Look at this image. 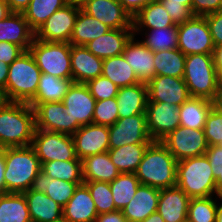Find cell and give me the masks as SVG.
<instances>
[{"label":"cell","mask_w":222,"mask_h":222,"mask_svg":"<svg viewBox=\"0 0 222 222\" xmlns=\"http://www.w3.org/2000/svg\"><path fill=\"white\" fill-rule=\"evenodd\" d=\"M35 128V112L28 103H7L0 109V148L31 146Z\"/></svg>","instance_id":"6da1fadb"},{"label":"cell","mask_w":222,"mask_h":222,"mask_svg":"<svg viewBox=\"0 0 222 222\" xmlns=\"http://www.w3.org/2000/svg\"><path fill=\"white\" fill-rule=\"evenodd\" d=\"M177 160L160 142L153 141L146 149L137 171L139 182L162 190L176 186Z\"/></svg>","instance_id":"7a4b0ae2"},{"label":"cell","mask_w":222,"mask_h":222,"mask_svg":"<svg viewBox=\"0 0 222 222\" xmlns=\"http://www.w3.org/2000/svg\"><path fill=\"white\" fill-rule=\"evenodd\" d=\"M41 164L32 146L5 148V193H24L31 189Z\"/></svg>","instance_id":"3957f363"},{"label":"cell","mask_w":222,"mask_h":222,"mask_svg":"<svg viewBox=\"0 0 222 222\" xmlns=\"http://www.w3.org/2000/svg\"><path fill=\"white\" fill-rule=\"evenodd\" d=\"M176 186L190 198L217 196L216 181L206 155L177 161Z\"/></svg>","instance_id":"277c9868"},{"label":"cell","mask_w":222,"mask_h":222,"mask_svg":"<svg viewBox=\"0 0 222 222\" xmlns=\"http://www.w3.org/2000/svg\"><path fill=\"white\" fill-rule=\"evenodd\" d=\"M41 70L30 51L23 52L12 64L6 84L10 102L29 103L37 92Z\"/></svg>","instance_id":"5b68a950"},{"label":"cell","mask_w":222,"mask_h":222,"mask_svg":"<svg viewBox=\"0 0 222 222\" xmlns=\"http://www.w3.org/2000/svg\"><path fill=\"white\" fill-rule=\"evenodd\" d=\"M183 80L191 97L212 101L217 95V70L213 54L187 55Z\"/></svg>","instance_id":"8992f818"},{"label":"cell","mask_w":222,"mask_h":222,"mask_svg":"<svg viewBox=\"0 0 222 222\" xmlns=\"http://www.w3.org/2000/svg\"><path fill=\"white\" fill-rule=\"evenodd\" d=\"M41 73L72 79L71 44L34 39L29 48Z\"/></svg>","instance_id":"52a82bcc"},{"label":"cell","mask_w":222,"mask_h":222,"mask_svg":"<svg viewBox=\"0 0 222 222\" xmlns=\"http://www.w3.org/2000/svg\"><path fill=\"white\" fill-rule=\"evenodd\" d=\"M31 146L35 149L40 164L54 160H80L76 156L71 135L35 128Z\"/></svg>","instance_id":"ba28073f"},{"label":"cell","mask_w":222,"mask_h":222,"mask_svg":"<svg viewBox=\"0 0 222 222\" xmlns=\"http://www.w3.org/2000/svg\"><path fill=\"white\" fill-rule=\"evenodd\" d=\"M215 45L204 16H193L178 25V49L190 54H213Z\"/></svg>","instance_id":"9c48e42d"},{"label":"cell","mask_w":222,"mask_h":222,"mask_svg":"<svg viewBox=\"0 0 222 222\" xmlns=\"http://www.w3.org/2000/svg\"><path fill=\"white\" fill-rule=\"evenodd\" d=\"M177 161L205 155L208 144L204 131L178 126L160 141Z\"/></svg>","instance_id":"30bf717a"},{"label":"cell","mask_w":222,"mask_h":222,"mask_svg":"<svg viewBox=\"0 0 222 222\" xmlns=\"http://www.w3.org/2000/svg\"><path fill=\"white\" fill-rule=\"evenodd\" d=\"M109 149L131 144H151L152 138L147 129L146 114H136L118 119L108 126Z\"/></svg>","instance_id":"8fae6325"},{"label":"cell","mask_w":222,"mask_h":222,"mask_svg":"<svg viewBox=\"0 0 222 222\" xmlns=\"http://www.w3.org/2000/svg\"><path fill=\"white\" fill-rule=\"evenodd\" d=\"M80 7L70 1L54 12L35 33V38L47 42L69 43Z\"/></svg>","instance_id":"7c38bea8"},{"label":"cell","mask_w":222,"mask_h":222,"mask_svg":"<svg viewBox=\"0 0 222 222\" xmlns=\"http://www.w3.org/2000/svg\"><path fill=\"white\" fill-rule=\"evenodd\" d=\"M72 119V135L84 125L93 123L96 100L84 83H73L62 101Z\"/></svg>","instance_id":"4fadbf2b"},{"label":"cell","mask_w":222,"mask_h":222,"mask_svg":"<svg viewBox=\"0 0 222 222\" xmlns=\"http://www.w3.org/2000/svg\"><path fill=\"white\" fill-rule=\"evenodd\" d=\"M179 107L170 103L147 102V129L153 141H161L180 126Z\"/></svg>","instance_id":"5bb4252c"},{"label":"cell","mask_w":222,"mask_h":222,"mask_svg":"<svg viewBox=\"0 0 222 222\" xmlns=\"http://www.w3.org/2000/svg\"><path fill=\"white\" fill-rule=\"evenodd\" d=\"M148 101L181 106L191 96L183 78L155 76L147 83Z\"/></svg>","instance_id":"9a60e30c"},{"label":"cell","mask_w":222,"mask_h":222,"mask_svg":"<svg viewBox=\"0 0 222 222\" xmlns=\"http://www.w3.org/2000/svg\"><path fill=\"white\" fill-rule=\"evenodd\" d=\"M81 9L110 29H133L132 16L118 0H91Z\"/></svg>","instance_id":"2e32d148"},{"label":"cell","mask_w":222,"mask_h":222,"mask_svg":"<svg viewBox=\"0 0 222 222\" xmlns=\"http://www.w3.org/2000/svg\"><path fill=\"white\" fill-rule=\"evenodd\" d=\"M75 153L83 160L90 155H96L109 150L108 126L94 123L81 126L73 135Z\"/></svg>","instance_id":"e0dca14e"},{"label":"cell","mask_w":222,"mask_h":222,"mask_svg":"<svg viewBox=\"0 0 222 222\" xmlns=\"http://www.w3.org/2000/svg\"><path fill=\"white\" fill-rule=\"evenodd\" d=\"M35 127L72 136V119L63 102H45L34 108Z\"/></svg>","instance_id":"ac0fdd59"},{"label":"cell","mask_w":222,"mask_h":222,"mask_svg":"<svg viewBox=\"0 0 222 222\" xmlns=\"http://www.w3.org/2000/svg\"><path fill=\"white\" fill-rule=\"evenodd\" d=\"M122 55L136 73L139 82L147 84L155 77L154 52L141 40H136L135 35L126 44Z\"/></svg>","instance_id":"d6986e66"},{"label":"cell","mask_w":222,"mask_h":222,"mask_svg":"<svg viewBox=\"0 0 222 222\" xmlns=\"http://www.w3.org/2000/svg\"><path fill=\"white\" fill-rule=\"evenodd\" d=\"M190 197L178 186L160 190L157 212L165 222H182L187 219Z\"/></svg>","instance_id":"ffe728a7"},{"label":"cell","mask_w":222,"mask_h":222,"mask_svg":"<svg viewBox=\"0 0 222 222\" xmlns=\"http://www.w3.org/2000/svg\"><path fill=\"white\" fill-rule=\"evenodd\" d=\"M35 39V32L29 26L23 13L10 12L0 20V42L6 41L29 51Z\"/></svg>","instance_id":"44dd1931"},{"label":"cell","mask_w":222,"mask_h":222,"mask_svg":"<svg viewBox=\"0 0 222 222\" xmlns=\"http://www.w3.org/2000/svg\"><path fill=\"white\" fill-rule=\"evenodd\" d=\"M103 59L92 54L85 46L71 45V72L74 83L86 84L102 74Z\"/></svg>","instance_id":"7402d4cb"},{"label":"cell","mask_w":222,"mask_h":222,"mask_svg":"<svg viewBox=\"0 0 222 222\" xmlns=\"http://www.w3.org/2000/svg\"><path fill=\"white\" fill-rule=\"evenodd\" d=\"M160 190L140 184L130 202L121 210L128 222H141L157 211Z\"/></svg>","instance_id":"603a6c76"},{"label":"cell","mask_w":222,"mask_h":222,"mask_svg":"<svg viewBox=\"0 0 222 222\" xmlns=\"http://www.w3.org/2000/svg\"><path fill=\"white\" fill-rule=\"evenodd\" d=\"M133 35V29H110L106 34L86 44L85 47L98 58L115 57L122 55Z\"/></svg>","instance_id":"cb8c5ba5"},{"label":"cell","mask_w":222,"mask_h":222,"mask_svg":"<svg viewBox=\"0 0 222 222\" xmlns=\"http://www.w3.org/2000/svg\"><path fill=\"white\" fill-rule=\"evenodd\" d=\"M63 216L69 222H95L98 213L91 193L84 183L78 186L63 207Z\"/></svg>","instance_id":"d4e9b609"},{"label":"cell","mask_w":222,"mask_h":222,"mask_svg":"<svg viewBox=\"0 0 222 222\" xmlns=\"http://www.w3.org/2000/svg\"><path fill=\"white\" fill-rule=\"evenodd\" d=\"M119 119L136 114H146L148 90L146 83L120 87L116 96Z\"/></svg>","instance_id":"484cf974"},{"label":"cell","mask_w":222,"mask_h":222,"mask_svg":"<svg viewBox=\"0 0 222 222\" xmlns=\"http://www.w3.org/2000/svg\"><path fill=\"white\" fill-rule=\"evenodd\" d=\"M81 184L83 182L52 179L41 171L34 179L31 189L36 192L45 193L61 207H64Z\"/></svg>","instance_id":"4316f807"},{"label":"cell","mask_w":222,"mask_h":222,"mask_svg":"<svg viewBox=\"0 0 222 222\" xmlns=\"http://www.w3.org/2000/svg\"><path fill=\"white\" fill-rule=\"evenodd\" d=\"M174 25L167 10L159 0L148 4L132 17V26L135 36L140 34V31L165 28Z\"/></svg>","instance_id":"83f0119b"},{"label":"cell","mask_w":222,"mask_h":222,"mask_svg":"<svg viewBox=\"0 0 222 222\" xmlns=\"http://www.w3.org/2000/svg\"><path fill=\"white\" fill-rule=\"evenodd\" d=\"M32 222H51L63 216V207L45 193L29 189L24 192Z\"/></svg>","instance_id":"f1b7e54d"},{"label":"cell","mask_w":222,"mask_h":222,"mask_svg":"<svg viewBox=\"0 0 222 222\" xmlns=\"http://www.w3.org/2000/svg\"><path fill=\"white\" fill-rule=\"evenodd\" d=\"M74 81L41 73L35 97L28 103L33 109L45 102H62Z\"/></svg>","instance_id":"f546056e"},{"label":"cell","mask_w":222,"mask_h":222,"mask_svg":"<svg viewBox=\"0 0 222 222\" xmlns=\"http://www.w3.org/2000/svg\"><path fill=\"white\" fill-rule=\"evenodd\" d=\"M83 181L112 182L120 174L109 153L90 155L82 160Z\"/></svg>","instance_id":"4dcf8cb0"},{"label":"cell","mask_w":222,"mask_h":222,"mask_svg":"<svg viewBox=\"0 0 222 222\" xmlns=\"http://www.w3.org/2000/svg\"><path fill=\"white\" fill-rule=\"evenodd\" d=\"M109 30L108 26L80 8L69 43L71 45L85 46L92 40L106 34Z\"/></svg>","instance_id":"1f68e13d"},{"label":"cell","mask_w":222,"mask_h":222,"mask_svg":"<svg viewBox=\"0 0 222 222\" xmlns=\"http://www.w3.org/2000/svg\"><path fill=\"white\" fill-rule=\"evenodd\" d=\"M212 107V101L208 99L190 97L179 107L180 126L203 130Z\"/></svg>","instance_id":"d6a6232c"},{"label":"cell","mask_w":222,"mask_h":222,"mask_svg":"<svg viewBox=\"0 0 222 222\" xmlns=\"http://www.w3.org/2000/svg\"><path fill=\"white\" fill-rule=\"evenodd\" d=\"M150 144H131L109 149V157L120 173H135Z\"/></svg>","instance_id":"836d02e7"},{"label":"cell","mask_w":222,"mask_h":222,"mask_svg":"<svg viewBox=\"0 0 222 222\" xmlns=\"http://www.w3.org/2000/svg\"><path fill=\"white\" fill-rule=\"evenodd\" d=\"M101 75L111 80L119 88L140 83L123 55L103 59Z\"/></svg>","instance_id":"e575fe53"},{"label":"cell","mask_w":222,"mask_h":222,"mask_svg":"<svg viewBox=\"0 0 222 222\" xmlns=\"http://www.w3.org/2000/svg\"><path fill=\"white\" fill-rule=\"evenodd\" d=\"M0 222H32L24 193L0 195Z\"/></svg>","instance_id":"d590c367"},{"label":"cell","mask_w":222,"mask_h":222,"mask_svg":"<svg viewBox=\"0 0 222 222\" xmlns=\"http://www.w3.org/2000/svg\"><path fill=\"white\" fill-rule=\"evenodd\" d=\"M186 55L178 48L154 52L155 76L183 78Z\"/></svg>","instance_id":"8d00e7d4"},{"label":"cell","mask_w":222,"mask_h":222,"mask_svg":"<svg viewBox=\"0 0 222 222\" xmlns=\"http://www.w3.org/2000/svg\"><path fill=\"white\" fill-rule=\"evenodd\" d=\"M71 0H31L23 12L31 29L36 33L45 21Z\"/></svg>","instance_id":"74e56055"},{"label":"cell","mask_w":222,"mask_h":222,"mask_svg":"<svg viewBox=\"0 0 222 222\" xmlns=\"http://www.w3.org/2000/svg\"><path fill=\"white\" fill-rule=\"evenodd\" d=\"M41 171L52 179L83 182L82 160H54L41 164Z\"/></svg>","instance_id":"f35d334b"},{"label":"cell","mask_w":222,"mask_h":222,"mask_svg":"<svg viewBox=\"0 0 222 222\" xmlns=\"http://www.w3.org/2000/svg\"><path fill=\"white\" fill-rule=\"evenodd\" d=\"M109 184L115 207L122 210L133 198L141 183L135 173H120Z\"/></svg>","instance_id":"ab89813d"},{"label":"cell","mask_w":222,"mask_h":222,"mask_svg":"<svg viewBox=\"0 0 222 222\" xmlns=\"http://www.w3.org/2000/svg\"><path fill=\"white\" fill-rule=\"evenodd\" d=\"M141 40L152 52L178 48V25L143 31Z\"/></svg>","instance_id":"60d3db41"},{"label":"cell","mask_w":222,"mask_h":222,"mask_svg":"<svg viewBox=\"0 0 222 222\" xmlns=\"http://www.w3.org/2000/svg\"><path fill=\"white\" fill-rule=\"evenodd\" d=\"M218 200L220 196L191 198L187 219L191 222H215Z\"/></svg>","instance_id":"b9f144b4"},{"label":"cell","mask_w":222,"mask_h":222,"mask_svg":"<svg viewBox=\"0 0 222 222\" xmlns=\"http://www.w3.org/2000/svg\"><path fill=\"white\" fill-rule=\"evenodd\" d=\"M88 187L98 215L116 211L110 184L101 181H83Z\"/></svg>","instance_id":"7bdbcfd3"},{"label":"cell","mask_w":222,"mask_h":222,"mask_svg":"<svg viewBox=\"0 0 222 222\" xmlns=\"http://www.w3.org/2000/svg\"><path fill=\"white\" fill-rule=\"evenodd\" d=\"M119 119L116 98L98 100L95 104L93 123L110 126Z\"/></svg>","instance_id":"ee69618b"},{"label":"cell","mask_w":222,"mask_h":222,"mask_svg":"<svg viewBox=\"0 0 222 222\" xmlns=\"http://www.w3.org/2000/svg\"><path fill=\"white\" fill-rule=\"evenodd\" d=\"M86 85L96 101L116 98L119 91V87L103 75L89 80Z\"/></svg>","instance_id":"f6af8a7d"},{"label":"cell","mask_w":222,"mask_h":222,"mask_svg":"<svg viewBox=\"0 0 222 222\" xmlns=\"http://www.w3.org/2000/svg\"><path fill=\"white\" fill-rule=\"evenodd\" d=\"M208 146L222 144V114L213 107L206 118V124L203 128Z\"/></svg>","instance_id":"bcb514c9"},{"label":"cell","mask_w":222,"mask_h":222,"mask_svg":"<svg viewBox=\"0 0 222 222\" xmlns=\"http://www.w3.org/2000/svg\"><path fill=\"white\" fill-rule=\"evenodd\" d=\"M205 155L216 181L217 196L222 197V145L208 146Z\"/></svg>","instance_id":"7dc6e473"},{"label":"cell","mask_w":222,"mask_h":222,"mask_svg":"<svg viewBox=\"0 0 222 222\" xmlns=\"http://www.w3.org/2000/svg\"><path fill=\"white\" fill-rule=\"evenodd\" d=\"M161 3L167 10L169 16L171 17L175 25L183 24L194 16L191 9L187 5L168 2Z\"/></svg>","instance_id":"c3c4849f"},{"label":"cell","mask_w":222,"mask_h":222,"mask_svg":"<svg viewBox=\"0 0 222 222\" xmlns=\"http://www.w3.org/2000/svg\"><path fill=\"white\" fill-rule=\"evenodd\" d=\"M215 47L222 46V11L204 15Z\"/></svg>","instance_id":"681fc988"},{"label":"cell","mask_w":222,"mask_h":222,"mask_svg":"<svg viewBox=\"0 0 222 222\" xmlns=\"http://www.w3.org/2000/svg\"><path fill=\"white\" fill-rule=\"evenodd\" d=\"M191 11L194 16L222 11V0H192Z\"/></svg>","instance_id":"f907efd6"},{"label":"cell","mask_w":222,"mask_h":222,"mask_svg":"<svg viewBox=\"0 0 222 222\" xmlns=\"http://www.w3.org/2000/svg\"><path fill=\"white\" fill-rule=\"evenodd\" d=\"M23 52H25L20 46L1 41L0 42V62H4L7 65L12 64Z\"/></svg>","instance_id":"816d5d0a"},{"label":"cell","mask_w":222,"mask_h":222,"mask_svg":"<svg viewBox=\"0 0 222 222\" xmlns=\"http://www.w3.org/2000/svg\"><path fill=\"white\" fill-rule=\"evenodd\" d=\"M118 1L122 4L123 8L133 17L142 8L158 0H118Z\"/></svg>","instance_id":"f5cc1de1"},{"label":"cell","mask_w":222,"mask_h":222,"mask_svg":"<svg viewBox=\"0 0 222 222\" xmlns=\"http://www.w3.org/2000/svg\"><path fill=\"white\" fill-rule=\"evenodd\" d=\"M95 222H128L121 210L99 214Z\"/></svg>","instance_id":"db71d44e"},{"label":"cell","mask_w":222,"mask_h":222,"mask_svg":"<svg viewBox=\"0 0 222 222\" xmlns=\"http://www.w3.org/2000/svg\"><path fill=\"white\" fill-rule=\"evenodd\" d=\"M31 0H5L11 12L23 13L29 6Z\"/></svg>","instance_id":"11a10c76"},{"label":"cell","mask_w":222,"mask_h":222,"mask_svg":"<svg viewBox=\"0 0 222 222\" xmlns=\"http://www.w3.org/2000/svg\"><path fill=\"white\" fill-rule=\"evenodd\" d=\"M5 148H0V195L5 193Z\"/></svg>","instance_id":"9f6ffc18"},{"label":"cell","mask_w":222,"mask_h":222,"mask_svg":"<svg viewBox=\"0 0 222 222\" xmlns=\"http://www.w3.org/2000/svg\"><path fill=\"white\" fill-rule=\"evenodd\" d=\"M9 73V65L4 62H0V89L6 92V84Z\"/></svg>","instance_id":"6f0895ef"},{"label":"cell","mask_w":222,"mask_h":222,"mask_svg":"<svg viewBox=\"0 0 222 222\" xmlns=\"http://www.w3.org/2000/svg\"><path fill=\"white\" fill-rule=\"evenodd\" d=\"M213 60L216 70L222 71V46L214 48Z\"/></svg>","instance_id":"680465c9"},{"label":"cell","mask_w":222,"mask_h":222,"mask_svg":"<svg viewBox=\"0 0 222 222\" xmlns=\"http://www.w3.org/2000/svg\"><path fill=\"white\" fill-rule=\"evenodd\" d=\"M213 108L222 114V95H216L212 100Z\"/></svg>","instance_id":"91938a15"},{"label":"cell","mask_w":222,"mask_h":222,"mask_svg":"<svg viewBox=\"0 0 222 222\" xmlns=\"http://www.w3.org/2000/svg\"><path fill=\"white\" fill-rule=\"evenodd\" d=\"M10 12L5 0H0V20H3Z\"/></svg>","instance_id":"94428289"},{"label":"cell","mask_w":222,"mask_h":222,"mask_svg":"<svg viewBox=\"0 0 222 222\" xmlns=\"http://www.w3.org/2000/svg\"><path fill=\"white\" fill-rule=\"evenodd\" d=\"M141 222H165L161 215L156 211L150 214L145 220Z\"/></svg>","instance_id":"6125c7cd"},{"label":"cell","mask_w":222,"mask_h":222,"mask_svg":"<svg viewBox=\"0 0 222 222\" xmlns=\"http://www.w3.org/2000/svg\"><path fill=\"white\" fill-rule=\"evenodd\" d=\"M160 2H168L175 4H184L187 5L191 9L192 0H159Z\"/></svg>","instance_id":"be15d7a7"},{"label":"cell","mask_w":222,"mask_h":222,"mask_svg":"<svg viewBox=\"0 0 222 222\" xmlns=\"http://www.w3.org/2000/svg\"><path fill=\"white\" fill-rule=\"evenodd\" d=\"M220 201H222V197H220ZM217 201V211H216V220L215 222H222V202Z\"/></svg>","instance_id":"e7e4bbea"},{"label":"cell","mask_w":222,"mask_h":222,"mask_svg":"<svg viewBox=\"0 0 222 222\" xmlns=\"http://www.w3.org/2000/svg\"><path fill=\"white\" fill-rule=\"evenodd\" d=\"M217 95H222V71H217Z\"/></svg>","instance_id":"03108f58"},{"label":"cell","mask_w":222,"mask_h":222,"mask_svg":"<svg viewBox=\"0 0 222 222\" xmlns=\"http://www.w3.org/2000/svg\"><path fill=\"white\" fill-rule=\"evenodd\" d=\"M10 101L7 98L6 92L0 89V109L3 108Z\"/></svg>","instance_id":"003e7915"},{"label":"cell","mask_w":222,"mask_h":222,"mask_svg":"<svg viewBox=\"0 0 222 222\" xmlns=\"http://www.w3.org/2000/svg\"><path fill=\"white\" fill-rule=\"evenodd\" d=\"M71 1L75 2L81 8L86 2H89L91 0H71Z\"/></svg>","instance_id":"a7ac6f4b"},{"label":"cell","mask_w":222,"mask_h":222,"mask_svg":"<svg viewBox=\"0 0 222 222\" xmlns=\"http://www.w3.org/2000/svg\"><path fill=\"white\" fill-rule=\"evenodd\" d=\"M51 222H69V221L64 216H61L59 219L53 220Z\"/></svg>","instance_id":"89a4df30"},{"label":"cell","mask_w":222,"mask_h":222,"mask_svg":"<svg viewBox=\"0 0 222 222\" xmlns=\"http://www.w3.org/2000/svg\"><path fill=\"white\" fill-rule=\"evenodd\" d=\"M182 222H191L190 220H188V219H185L184 221H182Z\"/></svg>","instance_id":"2644e50d"}]
</instances>
